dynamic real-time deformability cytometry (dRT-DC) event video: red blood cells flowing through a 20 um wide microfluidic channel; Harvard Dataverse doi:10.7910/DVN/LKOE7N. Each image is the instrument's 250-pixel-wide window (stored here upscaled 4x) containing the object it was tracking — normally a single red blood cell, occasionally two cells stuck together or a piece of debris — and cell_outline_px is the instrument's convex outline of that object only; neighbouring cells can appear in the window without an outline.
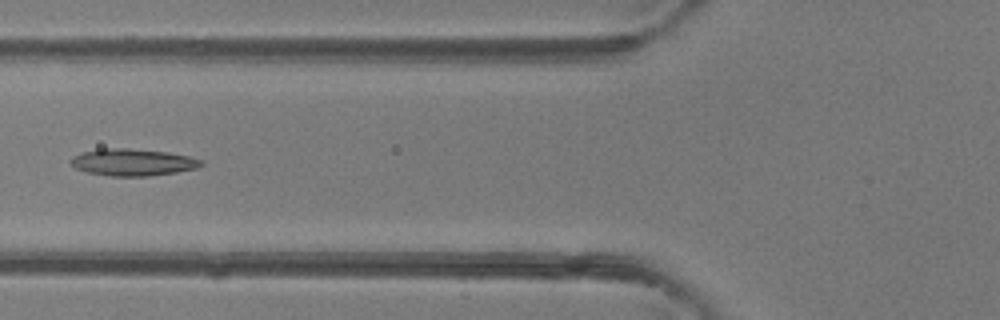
{"species": "common noctule bat (a hibernating species)", "species_latin": "Nyctalus noctula", "temperature_condition": "room temperature", "stored_images_in_passage": 5, "camera_frame_rate_fps": 3000, "um_per_image_px": 0.085, "animal": {"sex": "female"}, "frame": {"image": 1, "passage_image": 5, "time_ms": 4.667, "image_size_px": [1000, 320], "cell_outline_px": [[204, 164], [196, 168], [176, 172], [148, 176], [112, 176], [88, 172], [76, 168], [68, 160], [72, 156], [84, 152], [100, 148], [128, 148], [168, 152], [188, 156], [204, 160]], "centroid_in_image_um": [11.29, 13.78], "position_along_channel_um": 114.5, "area_um2": 20.46}}